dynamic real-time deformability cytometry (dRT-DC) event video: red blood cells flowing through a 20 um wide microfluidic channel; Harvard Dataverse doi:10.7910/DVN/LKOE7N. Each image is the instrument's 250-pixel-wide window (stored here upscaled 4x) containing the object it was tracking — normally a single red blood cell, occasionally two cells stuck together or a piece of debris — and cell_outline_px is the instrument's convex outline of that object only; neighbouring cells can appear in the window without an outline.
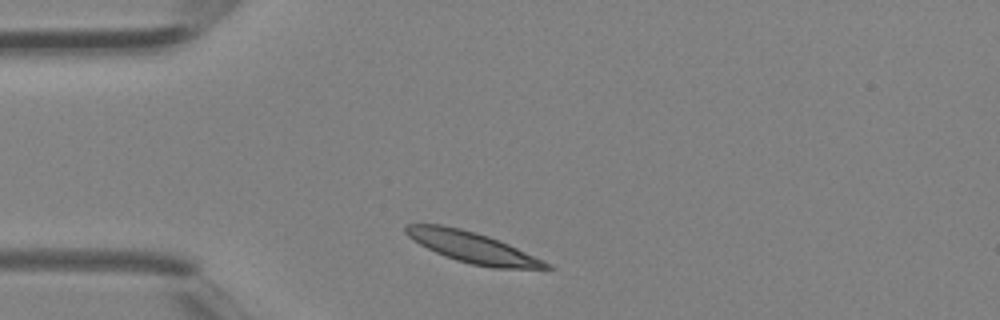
{"species": "Egyptian fruit bat (a non-hibernating species)", "species_latin": "Rousettus aegyptiacus", "temperature_condition": "room temperature", "stored_images_in_passage": 2, "camera_frame_rate_fps": 3000, "um_per_image_px": 0.085, "animal": {"sex": "female"}, "frame": {"image": 1, "passage_image": 1, "time_ms": 0.0, "image_size_px": [1000, 320], "cell_outline_px": [[556, 268], [492, 268], [472, 264], [456, 260], [444, 256], [420, 244], [408, 236], [404, 232], [404, 224], [440, 224], [460, 228], [488, 236], [508, 244], [544, 260], [552, 264]], "centroid_in_image_um": [40.15, 21.02], "position_along_channel_um": 44.8, "area_um2": 25.03}}